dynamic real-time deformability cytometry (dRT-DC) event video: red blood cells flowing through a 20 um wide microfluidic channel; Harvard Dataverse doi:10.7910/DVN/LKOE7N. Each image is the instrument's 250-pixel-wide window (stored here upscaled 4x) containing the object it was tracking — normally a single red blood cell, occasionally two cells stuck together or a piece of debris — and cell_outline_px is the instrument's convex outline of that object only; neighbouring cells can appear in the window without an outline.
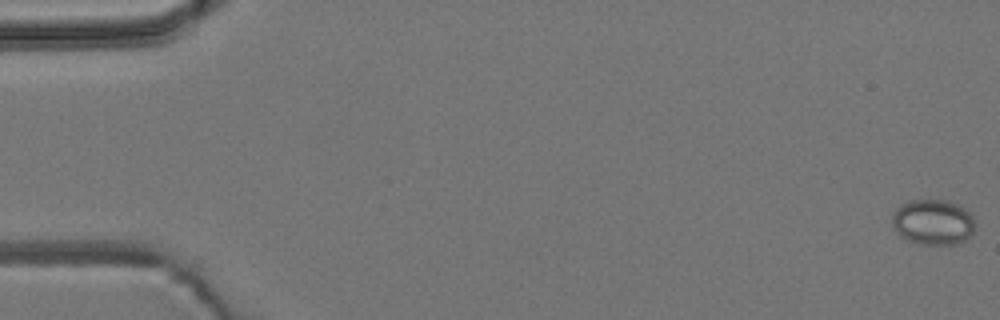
{"species": "common noctule bat (a hibernating species)", "species_latin": "Nyctalus noctula", "temperature_condition": "room temperature", "stored_images_in_passage": 5, "camera_frame_rate_fps": 3000, "um_per_image_px": 0.085, "animal": {"sex": "male", "body_mass_g": 19.2, "forearm_length_mm": 51.8}, "frame": {"image": 1, "passage_image": 1, "time_ms": 0.0, "image_size_px": [1000, 320], "cell_outline_px": [[976, 224], [972, 232], [964, 240], [956, 244], [920, 244], [908, 240], [900, 236], [896, 232], [892, 224], [892, 212], [900, 204], [908, 200], [944, 200], [956, 204], [964, 208], [972, 216]], "centroid_in_image_um": [79.27, 18.87], "position_along_channel_um": 5.7, "area_um2": 22.02}}
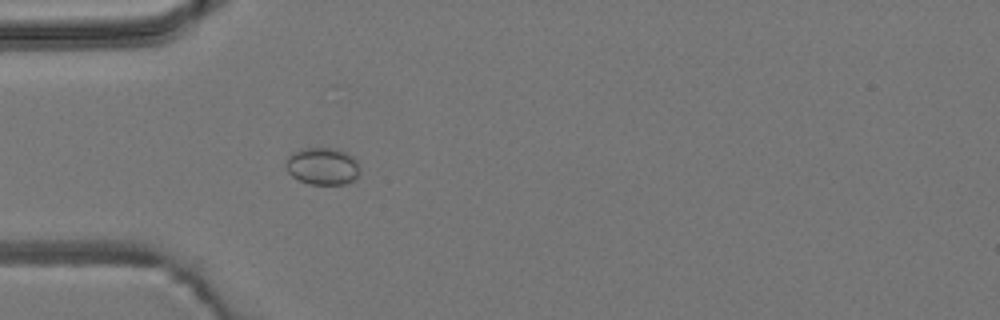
{"frame": {"image": 2, "passage_image": 5, "time_ms": 1.333, "image_size_px": [1000, 320], "cell_outline_px": [[360, 168], [356, 176], [352, 180], [344, 184], [308, 184], [292, 176], [284, 168], [284, 160], [292, 152], [300, 148], [336, 148], [352, 156], [356, 160]], "centroid_in_image_um": [27.35, 14.11], "position_along_channel_um": 57.7, "area_um2": 16.18}}